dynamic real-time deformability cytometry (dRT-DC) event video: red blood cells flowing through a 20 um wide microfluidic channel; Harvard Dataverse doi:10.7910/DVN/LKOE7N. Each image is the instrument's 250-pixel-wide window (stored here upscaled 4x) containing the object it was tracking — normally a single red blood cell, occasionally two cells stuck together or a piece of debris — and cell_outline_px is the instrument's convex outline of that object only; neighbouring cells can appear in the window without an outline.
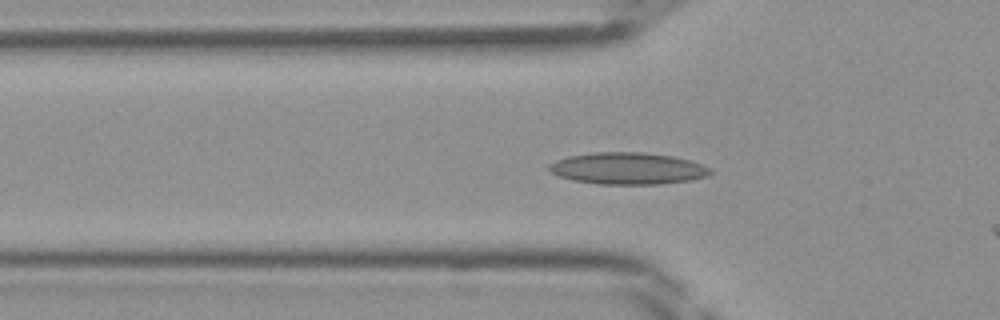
{"species": "Egyptian fruit bat (a non-hibernating species)", "species_latin": "Rousettus aegyptiacus", "temperature_condition": "room temperature", "stored_images_in_passage": 35, "camera_frame_rate_fps": 3000, "um_per_image_px": 0.085, "frame": {"image": 1, "passage_image": 13, "time_ms": 4.0, "image_size_px": [1000, 320], "cell_outline_px": [[712, 172], [708, 176], [692, 180], [660, 184], [596, 184], [572, 180], [560, 176], [552, 172], [548, 168], [548, 164], [556, 160], [568, 156], [592, 152], [640, 152], [672, 156], [688, 160], [712, 168]], "centroid_in_image_um": [53.36, 14.32], "position_along_channel_um": 72.4, "area_um2": 29.94}}
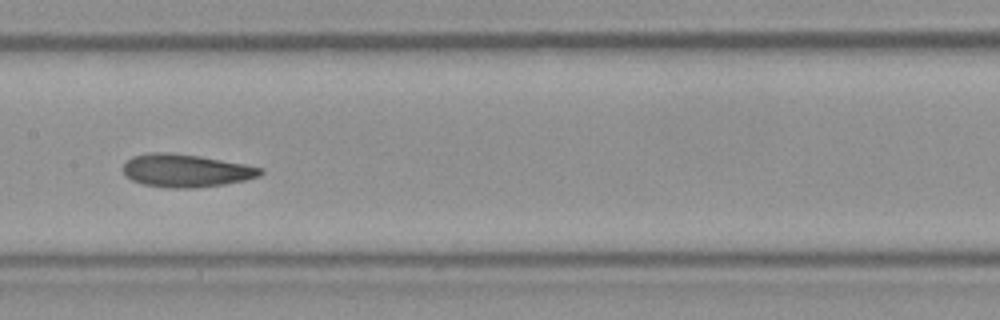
{"frame": {"image": 2, "passage_image": 21, "time_ms": 6.667, "image_size_px": [1000, 320], "cell_outline_px": [[264, 172], [260, 176], [244, 180], [224, 184], [196, 188], [168, 188], [144, 184], [132, 180], [124, 172], [124, 164], [132, 156], [152, 152], [168, 152], [200, 156], [244, 164], [264, 168]], "centroid_in_image_um": [15.83, 14.5], "position_along_channel_um": 191.6, "area_um2": 26.24}}
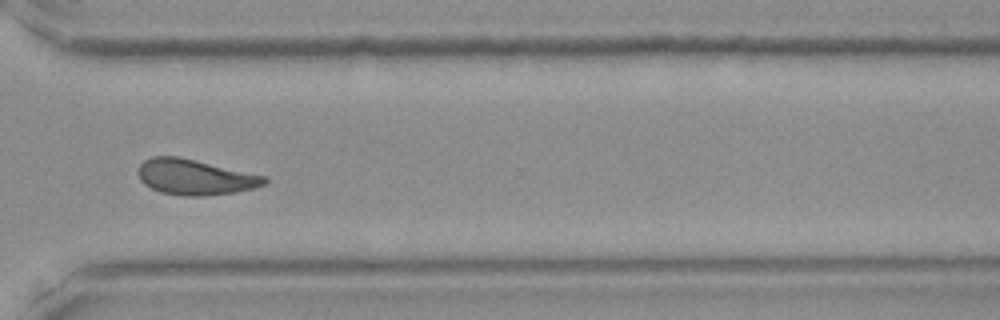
{"frame": {"image": 3, "passage_image": 32, "time_ms": 10.333, "image_size_px": [1000, 320], "cell_outline_px": [[268, 180], [264, 184], [256, 188], [236, 192], [204, 196], [184, 196], [160, 192], [144, 184], [140, 180], [136, 172], [140, 164], [144, 160], [152, 156], [176, 156], [268, 176]], "centroid_in_image_um": [16.57, 15.06], "position_along_channel_um": 354.0, "area_um2": 26.3}}